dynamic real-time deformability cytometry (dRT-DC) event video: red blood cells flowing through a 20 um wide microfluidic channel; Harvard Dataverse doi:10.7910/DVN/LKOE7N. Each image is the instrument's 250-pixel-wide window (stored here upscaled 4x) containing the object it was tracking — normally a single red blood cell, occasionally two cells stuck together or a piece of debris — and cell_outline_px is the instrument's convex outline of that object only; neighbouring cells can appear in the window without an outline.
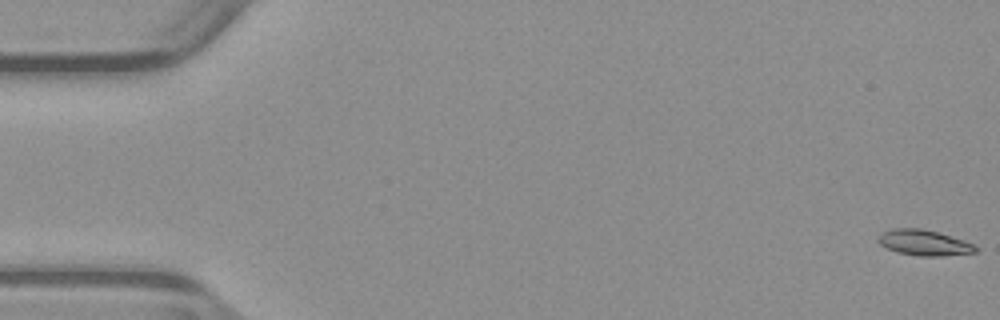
{"species": "common noctule bat (a hibernating species)", "species_latin": "Nyctalus noctula", "temperature_condition": "warm", "stored_images_in_passage": 53, "camera_frame_rate_fps": 3000, "um_per_image_px": 0.085, "animal": {"sex": "male", "body_mass_g": 23.1, "forearm_length_mm": 52.7}, "frame": {"image": 1, "passage_image": 1, "time_ms": 0.0, "image_size_px": [1000, 320], "cell_outline_px": [[980, 248], [976, 252], [944, 256], [920, 256], [896, 252], [880, 244], [876, 240], [884, 232], [892, 228], [920, 228], [936, 232], [964, 240]], "centroid_in_image_um": [78.56, 20.64], "position_along_channel_um": 6.4, "area_um2": 14.45}}
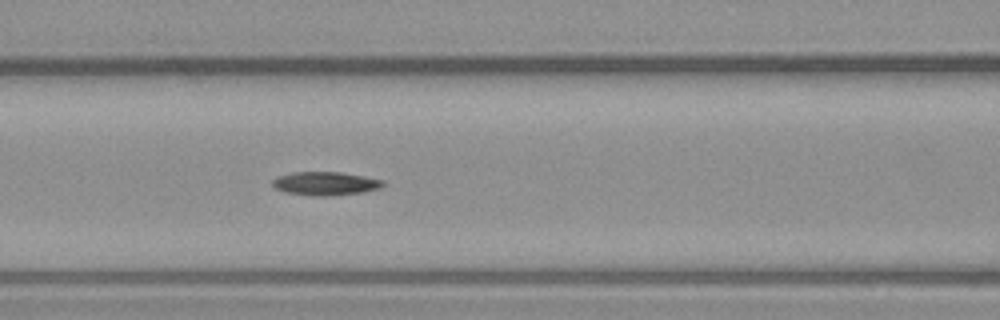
{"frame": {"image": 2, "passage_image": 23, "time_ms": 7.333, "image_size_px": [1000, 320], "cell_outline_px": [[384, 184], [380, 188], [360, 192], [332, 196], [316, 196], [288, 192], [276, 188], [272, 184], [272, 180], [276, 176], [292, 172], [340, 172], [364, 176], [384, 180]], "centroid_in_image_um": [27.65, 15.59], "position_along_channel_um": 138.9, "area_um2": 15.03}}
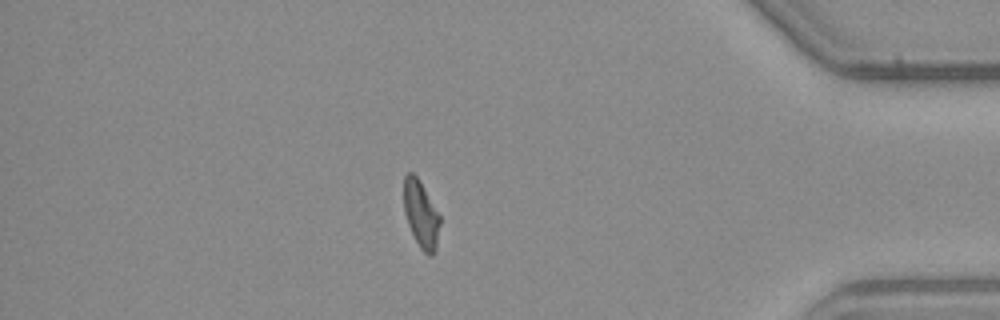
{"frame": {"image": 3, "passage_image": 46, "time_ms": 15.0, "image_size_px": [1000, 320], "cell_outline_px": [[440, 224], [436, 248], [432, 256], [428, 256], [420, 248], [408, 224], [404, 212], [404, 176], [408, 172], [412, 172], [416, 176], [440, 216]], "centroid_in_image_um": [35.78, 18.24], "position_along_channel_um": 399.4, "area_um2": 13.81}, "authors_computed_cell_mechanics": {"area_um2": 14.5656, "velocity_mm_per_s": 3.9263, "shape_relaxation_time_tau1_ms": 6.21, "shape_relaxation_time_tau2_ms": 9.3569, "deformation_change_tau1": 0.1989, "deformation_change_tau2": 0.1696}}